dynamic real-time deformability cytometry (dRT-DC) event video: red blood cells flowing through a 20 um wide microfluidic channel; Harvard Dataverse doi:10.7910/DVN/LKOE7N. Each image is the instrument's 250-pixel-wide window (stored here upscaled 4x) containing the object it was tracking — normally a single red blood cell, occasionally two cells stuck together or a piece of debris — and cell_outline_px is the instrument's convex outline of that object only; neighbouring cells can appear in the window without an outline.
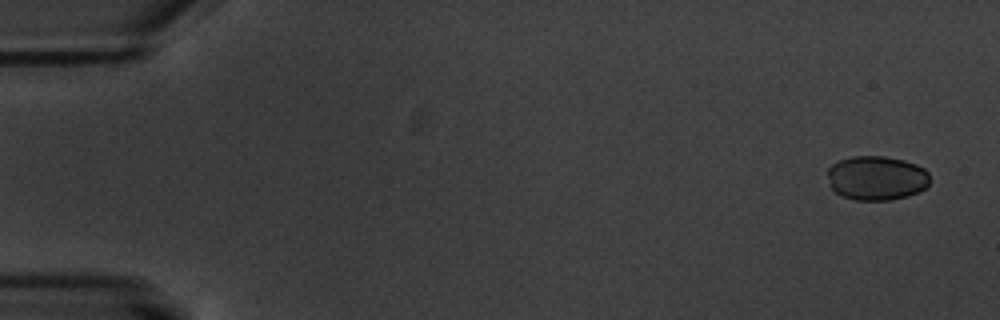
{"species": "common noctule bat (a hibernating species)", "species_latin": "Nyctalus noctula", "temperature_condition": "warm", "stored_images_in_passage": 5, "camera_frame_rate_fps": 3000, "um_per_image_px": 0.085, "animal": {"sex": "male", "body_mass_g": 20.1, "forearm_length_mm": 53.5}, "frame": {"image": 1, "passage_image": 1, "time_ms": 0.0, "image_size_px": [1000, 320], "cell_outline_px": [[928, 184], [920, 192], [908, 196], [892, 200], [856, 200], [844, 196], [836, 192], [832, 188], [828, 176], [828, 168], [832, 164], [840, 160], [852, 156], [884, 156], [904, 160], [916, 164], [924, 168], [928, 172]], "centroid_in_image_um": [74.53, 15.13], "position_along_channel_um": 10.5, "area_um2": 26.41}}
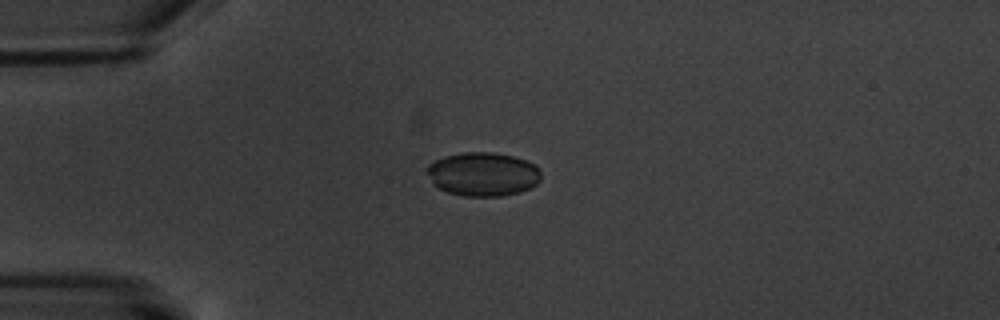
{"frame": {"image": 2, "passage_image": 4, "time_ms": 4.333, "image_size_px": [1000, 320], "cell_outline_px": [[540, 180], [536, 184], [520, 192], [504, 196], [464, 196], [448, 192], [432, 184], [424, 168], [428, 164], [444, 156], [464, 152], [492, 152], [512, 156], [528, 160], [536, 164], [540, 172]], "centroid_in_image_um": [41.04, 14.8], "position_along_channel_um": 44.0, "area_um2": 29.36}}